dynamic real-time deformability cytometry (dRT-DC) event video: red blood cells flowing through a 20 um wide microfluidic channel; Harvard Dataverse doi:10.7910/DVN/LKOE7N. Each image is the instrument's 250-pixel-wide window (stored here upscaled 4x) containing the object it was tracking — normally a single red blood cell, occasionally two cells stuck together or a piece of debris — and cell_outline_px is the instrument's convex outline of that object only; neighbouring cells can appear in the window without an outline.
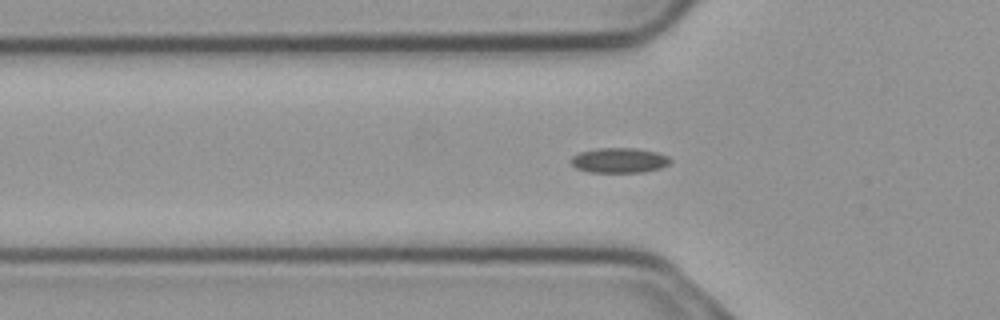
{"species": "common noctule bat (a hibernating species)", "species_latin": "Nyctalus noctula", "temperature_condition": "cold", "stored_images_in_passage": 50, "camera_frame_rate_fps": 3000, "um_per_image_px": 0.085, "animal": {"sex": "male", "body_mass_g": 23.1, "forearm_length_mm": 52.7}, "frame": {"image": 1, "passage_image": 12, "time_ms": 3.667, "image_size_px": [1000, 320], "cell_outline_px": [[672, 160], [668, 164], [660, 168], [644, 172], [588, 172], [576, 168], [568, 160], [572, 156], [580, 152], [600, 148], [636, 148], [656, 152], [668, 156]], "centroid_in_image_um": [52.62, 13.63], "position_along_channel_um": 73.2, "area_um2": 14.51}}
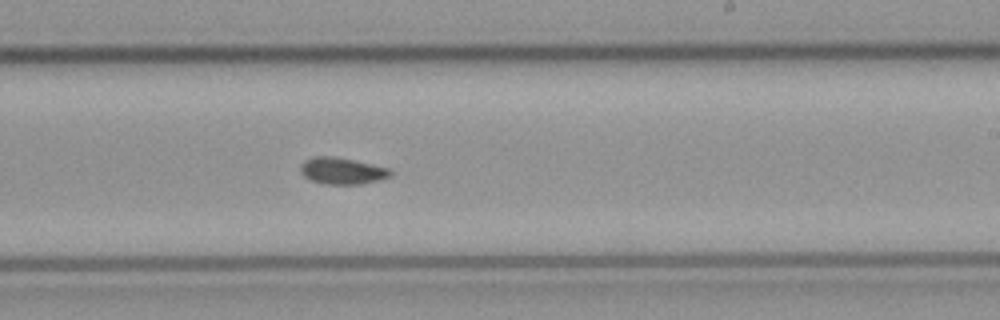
{"frame": {"image": 2, "passage_image": 27, "time_ms": 8.667, "image_size_px": [1000, 320], "cell_outline_px": [[392, 176], [380, 180], [360, 184], [324, 184], [308, 180], [300, 172], [300, 164], [304, 160], [316, 156], [332, 156], [352, 160], [388, 168], [392, 172]], "centroid_in_image_um": [29.04, 14.53], "position_along_channel_um": 260.0, "area_um2": 13.99}}
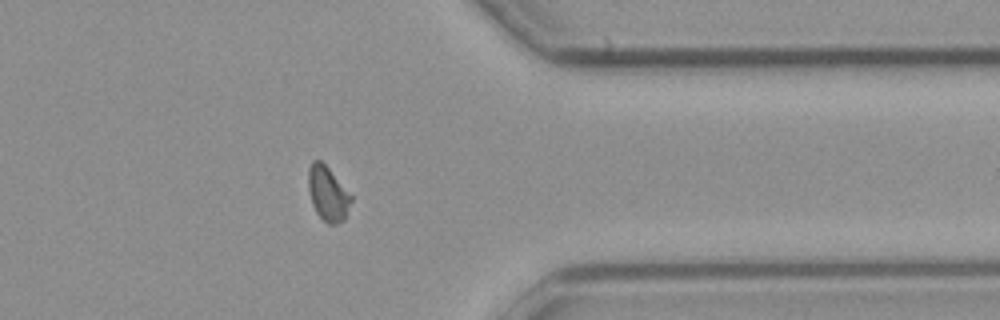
{"frame": {"image": 3, "passage_image": 38, "time_ms": 12.333, "image_size_px": [1000, 320], "cell_outline_px": [[352, 200], [344, 220], [336, 224], [328, 224], [316, 212], [312, 204], [308, 188], [308, 168], [312, 160], [320, 160], [328, 168], [352, 196]], "centroid_in_image_um": [27.85, 16.46], "position_along_channel_um": 383.6, "area_um2": 13.47}, "authors_computed_cell_mechanics": {"area_um2": 13.583, "velocity_mm_per_s": 3.7197, "shape_relaxation_time_tau1_ms": null, "shape_relaxation_time_tau2_ms": 5.6608, "deformation_change_tau1": null, "deformation_change_tau2": 0.0928}}